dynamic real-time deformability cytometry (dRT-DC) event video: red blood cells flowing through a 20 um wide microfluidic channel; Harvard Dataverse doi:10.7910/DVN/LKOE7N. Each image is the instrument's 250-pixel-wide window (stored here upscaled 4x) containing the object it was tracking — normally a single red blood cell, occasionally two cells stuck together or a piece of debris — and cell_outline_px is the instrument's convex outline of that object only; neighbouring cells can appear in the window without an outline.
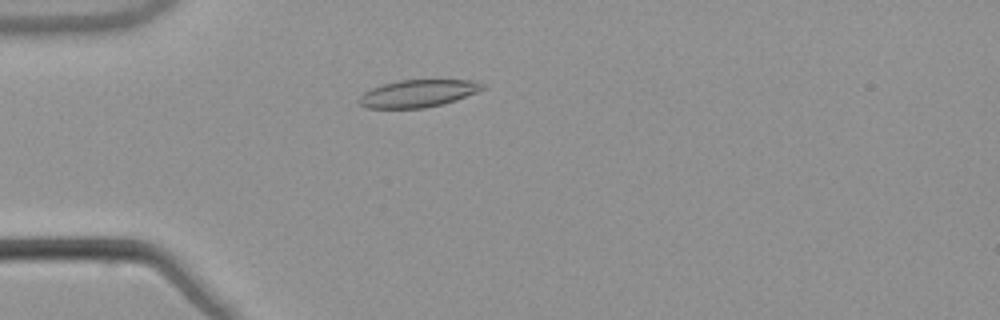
{"species": "common noctule bat (a hibernating species)", "species_latin": "Nyctalus noctula", "temperature_condition": "warm", "stored_images_in_passage": 51, "camera_frame_rate_fps": 3000, "um_per_image_px": 0.085, "animal": {"sex": "male", "body_mass_g": 21.5, "forearm_length_mm": 52.0}, "frame": {"image": 1, "passage_image": 13, "time_ms": 4.0, "image_size_px": [1000, 320], "cell_outline_px": [[488, 88], [456, 100], [424, 108], [368, 108], [360, 104], [360, 96], [364, 92], [372, 88], [384, 84], [400, 80], [472, 80], [488, 84]], "centroid_in_image_um": [35.61, 7.93], "position_along_channel_um": 49.4, "area_um2": 19.65}}
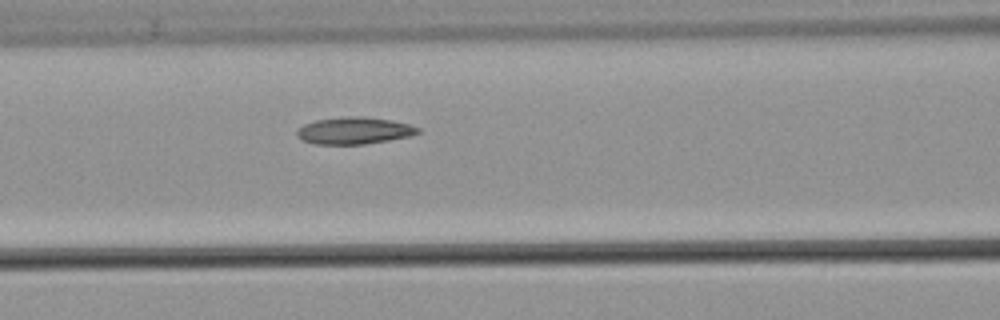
{"frame": {"image": 2, "passage_image": 21, "time_ms": 6.667, "image_size_px": [1000, 320], "cell_outline_px": [[420, 132], [412, 136], [364, 144], [316, 144], [300, 140], [296, 136], [296, 132], [304, 124], [316, 120], [348, 116], [364, 116], [392, 120], [408, 124], [420, 128]], "centroid_in_image_um": [30.11, 11.1], "position_along_channel_um": 136.5, "area_um2": 19.07}}
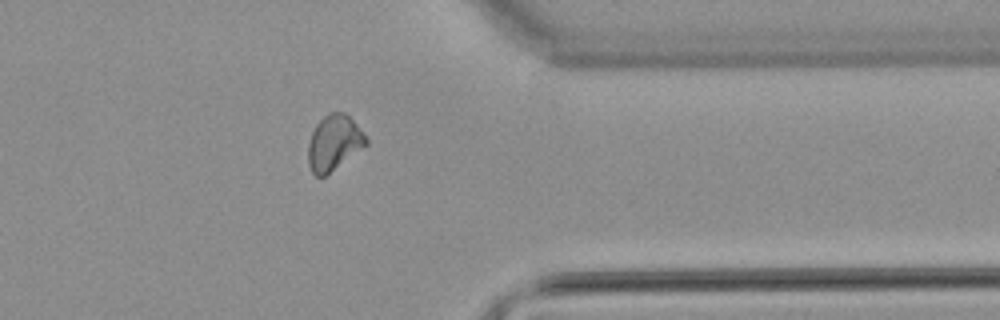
{"frame": {"image": 3, "passage_image": 41, "time_ms": 13.333, "image_size_px": [1000, 320], "cell_outline_px": [[368, 144], [324, 176], [316, 176], [312, 172], [308, 164], [308, 144], [312, 132], [316, 124], [328, 112], [344, 112], [356, 124], [368, 140]], "centroid_in_image_um": [28.37, 12.12], "position_along_channel_um": 383.0, "area_um2": 18.38}, "authors_computed_cell_mechanics": {"area_um2": 18.7272, "velocity_mm_per_s": 3.8412, "shape_relaxation_time_tau1_ms": null, "shape_relaxation_time_tau2_ms": 4.1852, "deformation_change_tau1": null, "deformation_change_tau2": 0.0965}}